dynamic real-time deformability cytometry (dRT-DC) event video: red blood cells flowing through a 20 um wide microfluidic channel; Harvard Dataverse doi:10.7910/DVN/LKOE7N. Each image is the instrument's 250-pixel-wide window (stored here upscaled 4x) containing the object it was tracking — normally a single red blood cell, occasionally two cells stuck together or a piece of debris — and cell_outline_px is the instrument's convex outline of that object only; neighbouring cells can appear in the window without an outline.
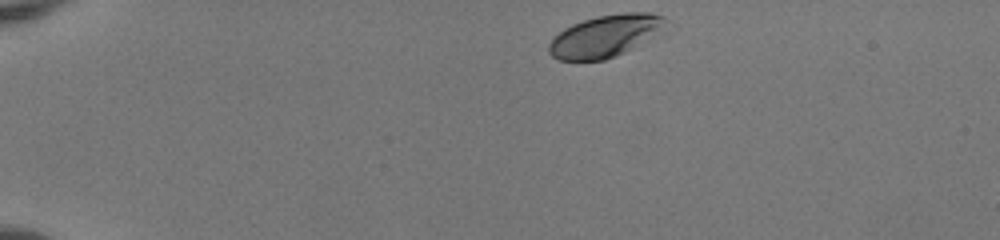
{"species": "human", "species_latin": "Homo sapiens", "temperature_condition": "room temperature", "stored_images_in_passage": 6, "camera_frame_rate_fps": 3000, "um_per_image_px": 0.085, "donor": {"sex": "female"}, "frame": {"image": 1, "passage_image": 1, "time_ms": 0.0, "image_size_px": [1000, 240], "cell_outline_px": [[668, 36], [616, 56], [604, 60], [560, 60], [552, 56], [548, 52], [548, 44], [552, 36], [564, 28], [572, 24], [596, 16], [624, 12], [652, 12], [664, 16], [668, 20]], "centroid_in_image_um": [51.65, 3.05], "position_along_channel_um": 33.4, "area_um2": 30.4}}